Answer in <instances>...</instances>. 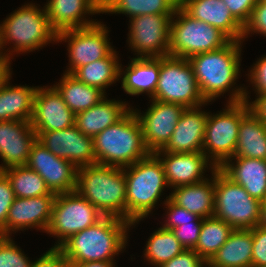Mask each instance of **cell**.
Instances as JSON below:
<instances>
[{
  "mask_svg": "<svg viewBox=\"0 0 266 267\" xmlns=\"http://www.w3.org/2000/svg\"><path fill=\"white\" fill-rule=\"evenodd\" d=\"M242 42L230 41L218 50L199 53L188 59L200 93L206 102H212L228 91H230V96L227 103L248 101L250 98L245 86L234 87L241 71Z\"/></svg>",
  "mask_w": 266,
  "mask_h": 267,
  "instance_id": "obj_1",
  "label": "cell"
},
{
  "mask_svg": "<svg viewBox=\"0 0 266 267\" xmlns=\"http://www.w3.org/2000/svg\"><path fill=\"white\" fill-rule=\"evenodd\" d=\"M131 223L104 216L96 224L71 235L58 249L71 264L94 261H114L115 255L126 249Z\"/></svg>",
  "mask_w": 266,
  "mask_h": 267,
  "instance_id": "obj_2",
  "label": "cell"
},
{
  "mask_svg": "<svg viewBox=\"0 0 266 267\" xmlns=\"http://www.w3.org/2000/svg\"><path fill=\"white\" fill-rule=\"evenodd\" d=\"M57 35L51 26L45 6L40 9L35 3L24 4L0 24V57L11 60L14 52L20 54L39 50L48 43H57ZM9 43L14 46L9 47L12 51L5 50Z\"/></svg>",
  "mask_w": 266,
  "mask_h": 267,
  "instance_id": "obj_3",
  "label": "cell"
},
{
  "mask_svg": "<svg viewBox=\"0 0 266 267\" xmlns=\"http://www.w3.org/2000/svg\"><path fill=\"white\" fill-rule=\"evenodd\" d=\"M126 181V221L131 227L148 217L160 200L165 187L162 161L155 153L123 167Z\"/></svg>",
  "mask_w": 266,
  "mask_h": 267,
  "instance_id": "obj_4",
  "label": "cell"
},
{
  "mask_svg": "<svg viewBox=\"0 0 266 267\" xmlns=\"http://www.w3.org/2000/svg\"><path fill=\"white\" fill-rule=\"evenodd\" d=\"M76 191L103 216L126 220V181L123 168L100 164L77 168Z\"/></svg>",
  "mask_w": 266,
  "mask_h": 267,
  "instance_id": "obj_5",
  "label": "cell"
},
{
  "mask_svg": "<svg viewBox=\"0 0 266 267\" xmlns=\"http://www.w3.org/2000/svg\"><path fill=\"white\" fill-rule=\"evenodd\" d=\"M96 164L126 167L147 157L151 152L143 140L140 122L131 109L117 123L93 138Z\"/></svg>",
  "mask_w": 266,
  "mask_h": 267,
  "instance_id": "obj_6",
  "label": "cell"
},
{
  "mask_svg": "<svg viewBox=\"0 0 266 267\" xmlns=\"http://www.w3.org/2000/svg\"><path fill=\"white\" fill-rule=\"evenodd\" d=\"M230 41L223 32L191 17L179 6L171 20L169 56L189 59L218 50Z\"/></svg>",
  "mask_w": 266,
  "mask_h": 267,
  "instance_id": "obj_7",
  "label": "cell"
},
{
  "mask_svg": "<svg viewBox=\"0 0 266 267\" xmlns=\"http://www.w3.org/2000/svg\"><path fill=\"white\" fill-rule=\"evenodd\" d=\"M216 218L233 229L250 230L259 225L261 201L251 197L239 184L228 178L219 168L215 170Z\"/></svg>",
  "mask_w": 266,
  "mask_h": 267,
  "instance_id": "obj_8",
  "label": "cell"
},
{
  "mask_svg": "<svg viewBox=\"0 0 266 267\" xmlns=\"http://www.w3.org/2000/svg\"><path fill=\"white\" fill-rule=\"evenodd\" d=\"M151 99L185 108L209 105L200 93L189 60L172 56L160 57L158 83Z\"/></svg>",
  "mask_w": 266,
  "mask_h": 267,
  "instance_id": "obj_9",
  "label": "cell"
},
{
  "mask_svg": "<svg viewBox=\"0 0 266 267\" xmlns=\"http://www.w3.org/2000/svg\"><path fill=\"white\" fill-rule=\"evenodd\" d=\"M227 104L206 120L202 152L217 168L234 156L241 119L250 111L246 101Z\"/></svg>",
  "mask_w": 266,
  "mask_h": 267,
  "instance_id": "obj_10",
  "label": "cell"
},
{
  "mask_svg": "<svg viewBox=\"0 0 266 267\" xmlns=\"http://www.w3.org/2000/svg\"><path fill=\"white\" fill-rule=\"evenodd\" d=\"M104 216L76 190L55 197L47 234L58 237V248L71 235L96 224Z\"/></svg>",
  "mask_w": 266,
  "mask_h": 267,
  "instance_id": "obj_11",
  "label": "cell"
},
{
  "mask_svg": "<svg viewBox=\"0 0 266 267\" xmlns=\"http://www.w3.org/2000/svg\"><path fill=\"white\" fill-rule=\"evenodd\" d=\"M174 14L140 15L130 19L128 44L135 58L169 56L171 20Z\"/></svg>",
  "mask_w": 266,
  "mask_h": 267,
  "instance_id": "obj_12",
  "label": "cell"
},
{
  "mask_svg": "<svg viewBox=\"0 0 266 267\" xmlns=\"http://www.w3.org/2000/svg\"><path fill=\"white\" fill-rule=\"evenodd\" d=\"M109 30L97 22L93 25L58 33L57 42H68L69 63L66 73L72 74L77 68L106 58L113 51L108 40Z\"/></svg>",
  "mask_w": 266,
  "mask_h": 267,
  "instance_id": "obj_13",
  "label": "cell"
},
{
  "mask_svg": "<svg viewBox=\"0 0 266 267\" xmlns=\"http://www.w3.org/2000/svg\"><path fill=\"white\" fill-rule=\"evenodd\" d=\"M151 103L144 114L132 107L131 109L140 122L147 149L155 153L163 149L170 141L185 107L177 103H166L154 99Z\"/></svg>",
  "mask_w": 266,
  "mask_h": 267,
  "instance_id": "obj_14",
  "label": "cell"
},
{
  "mask_svg": "<svg viewBox=\"0 0 266 267\" xmlns=\"http://www.w3.org/2000/svg\"><path fill=\"white\" fill-rule=\"evenodd\" d=\"M37 140L52 154L71 162L76 168L96 164L93 138L76 125L59 131L37 132Z\"/></svg>",
  "mask_w": 266,
  "mask_h": 267,
  "instance_id": "obj_15",
  "label": "cell"
},
{
  "mask_svg": "<svg viewBox=\"0 0 266 267\" xmlns=\"http://www.w3.org/2000/svg\"><path fill=\"white\" fill-rule=\"evenodd\" d=\"M26 165L44 179L53 193L76 190L77 168L71 162L52 154L37 139L31 146Z\"/></svg>",
  "mask_w": 266,
  "mask_h": 267,
  "instance_id": "obj_16",
  "label": "cell"
},
{
  "mask_svg": "<svg viewBox=\"0 0 266 267\" xmlns=\"http://www.w3.org/2000/svg\"><path fill=\"white\" fill-rule=\"evenodd\" d=\"M30 124L35 133L59 131L75 125V114L54 86H38Z\"/></svg>",
  "mask_w": 266,
  "mask_h": 267,
  "instance_id": "obj_17",
  "label": "cell"
},
{
  "mask_svg": "<svg viewBox=\"0 0 266 267\" xmlns=\"http://www.w3.org/2000/svg\"><path fill=\"white\" fill-rule=\"evenodd\" d=\"M55 197L56 195L30 198L16 197L8 211L6 236H11L14 232L28 230L33 227L46 233L51 221Z\"/></svg>",
  "mask_w": 266,
  "mask_h": 267,
  "instance_id": "obj_18",
  "label": "cell"
},
{
  "mask_svg": "<svg viewBox=\"0 0 266 267\" xmlns=\"http://www.w3.org/2000/svg\"><path fill=\"white\" fill-rule=\"evenodd\" d=\"M155 154L162 161L165 178L170 188L201 182L207 179L203 175L206 169L209 168L212 172L217 169L203 152H155Z\"/></svg>",
  "mask_w": 266,
  "mask_h": 267,
  "instance_id": "obj_19",
  "label": "cell"
},
{
  "mask_svg": "<svg viewBox=\"0 0 266 267\" xmlns=\"http://www.w3.org/2000/svg\"><path fill=\"white\" fill-rule=\"evenodd\" d=\"M37 135L30 121H0V171L14 166L26 165L30 149Z\"/></svg>",
  "mask_w": 266,
  "mask_h": 267,
  "instance_id": "obj_20",
  "label": "cell"
},
{
  "mask_svg": "<svg viewBox=\"0 0 266 267\" xmlns=\"http://www.w3.org/2000/svg\"><path fill=\"white\" fill-rule=\"evenodd\" d=\"M45 10L53 29L62 31L87 27L98 21L88 20L85 15L102 13L101 0H48Z\"/></svg>",
  "mask_w": 266,
  "mask_h": 267,
  "instance_id": "obj_21",
  "label": "cell"
},
{
  "mask_svg": "<svg viewBox=\"0 0 266 267\" xmlns=\"http://www.w3.org/2000/svg\"><path fill=\"white\" fill-rule=\"evenodd\" d=\"M201 107L185 108L170 141L156 152H202L208 112L202 111Z\"/></svg>",
  "mask_w": 266,
  "mask_h": 267,
  "instance_id": "obj_22",
  "label": "cell"
},
{
  "mask_svg": "<svg viewBox=\"0 0 266 267\" xmlns=\"http://www.w3.org/2000/svg\"><path fill=\"white\" fill-rule=\"evenodd\" d=\"M180 7L191 17L220 30L231 41H242L244 27L222 0H180Z\"/></svg>",
  "mask_w": 266,
  "mask_h": 267,
  "instance_id": "obj_23",
  "label": "cell"
},
{
  "mask_svg": "<svg viewBox=\"0 0 266 267\" xmlns=\"http://www.w3.org/2000/svg\"><path fill=\"white\" fill-rule=\"evenodd\" d=\"M219 169L233 182L242 186L251 197L261 202L266 199V160L229 158Z\"/></svg>",
  "mask_w": 266,
  "mask_h": 267,
  "instance_id": "obj_24",
  "label": "cell"
},
{
  "mask_svg": "<svg viewBox=\"0 0 266 267\" xmlns=\"http://www.w3.org/2000/svg\"><path fill=\"white\" fill-rule=\"evenodd\" d=\"M120 100L104 97L99 103L75 115V125L84 135L94 138L108 126L121 120L131 106Z\"/></svg>",
  "mask_w": 266,
  "mask_h": 267,
  "instance_id": "obj_25",
  "label": "cell"
},
{
  "mask_svg": "<svg viewBox=\"0 0 266 267\" xmlns=\"http://www.w3.org/2000/svg\"><path fill=\"white\" fill-rule=\"evenodd\" d=\"M201 182L173 188L170 199L201 218L212 217L215 210V171Z\"/></svg>",
  "mask_w": 266,
  "mask_h": 267,
  "instance_id": "obj_26",
  "label": "cell"
},
{
  "mask_svg": "<svg viewBox=\"0 0 266 267\" xmlns=\"http://www.w3.org/2000/svg\"><path fill=\"white\" fill-rule=\"evenodd\" d=\"M121 66L122 64L120 78L122 75L123 91L132 96L143 93L150 98L154 96L160 72V58H131L125 71Z\"/></svg>",
  "mask_w": 266,
  "mask_h": 267,
  "instance_id": "obj_27",
  "label": "cell"
},
{
  "mask_svg": "<svg viewBox=\"0 0 266 267\" xmlns=\"http://www.w3.org/2000/svg\"><path fill=\"white\" fill-rule=\"evenodd\" d=\"M252 229H234L207 262L208 267H252Z\"/></svg>",
  "mask_w": 266,
  "mask_h": 267,
  "instance_id": "obj_28",
  "label": "cell"
},
{
  "mask_svg": "<svg viewBox=\"0 0 266 267\" xmlns=\"http://www.w3.org/2000/svg\"><path fill=\"white\" fill-rule=\"evenodd\" d=\"M266 160V124L251 111L242 119L234 156Z\"/></svg>",
  "mask_w": 266,
  "mask_h": 267,
  "instance_id": "obj_29",
  "label": "cell"
},
{
  "mask_svg": "<svg viewBox=\"0 0 266 267\" xmlns=\"http://www.w3.org/2000/svg\"><path fill=\"white\" fill-rule=\"evenodd\" d=\"M38 87L11 86L8 82L0 91V121H30Z\"/></svg>",
  "mask_w": 266,
  "mask_h": 267,
  "instance_id": "obj_30",
  "label": "cell"
},
{
  "mask_svg": "<svg viewBox=\"0 0 266 267\" xmlns=\"http://www.w3.org/2000/svg\"><path fill=\"white\" fill-rule=\"evenodd\" d=\"M68 108L76 115L99 103L106 94L96 87L80 82L74 75L65 73L58 84L53 85Z\"/></svg>",
  "mask_w": 266,
  "mask_h": 267,
  "instance_id": "obj_31",
  "label": "cell"
},
{
  "mask_svg": "<svg viewBox=\"0 0 266 267\" xmlns=\"http://www.w3.org/2000/svg\"><path fill=\"white\" fill-rule=\"evenodd\" d=\"M118 59V54L114 50L106 58L77 68L72 75L80 82L96 87L106 94L105 89L120 80V63Z\"/></svg>",
  "mask_w": 266,
  "mask_h": 267,
  "instance_id": "obj_32",
  "label": "cell"
},
{
  "mask_svg": "<svg viewBox=\"0 0 266 267\" xmlns=\"http://www.w3.org/2000/svg\"><path fill=\"white\" fill-rule=\"evenodd\" d=\"M102 14H124L129 18L149 14H175L180 0H101Z\"/></svg>",
  "mask_w": 266,
  "mask_h": 267,
  "instance_id": "obj_33",
  "label": "cell"
},
{
  "mask_svg": "<svg viewBox=\"0 0 266 267\" xmlns=\"http://www.w3.org/2000/svg\"><path fill=\"white\" fill-rule=\"evenodd\" d=\"M233 228L215 216L203 218L194 251L207 263L227 241Z\"/></svg>",
  "mask_w": 266,
  "mask_h": 267,
  "instance_id": "obj_34",
  "label": "cell"
},
{
  "mask_svg": "<svg viewBox=\"0 0 266 267\" xmlns=\"http://www.w3.org/2000/svg\"><path fill=\"white\" fill-rule=\"evenodd\" d=\"M9 179L15 197L30 198L57 195L49 190L44 179L27 165L14 166L2 171Z\"/></svg>",
  "mask_w": 266,
  "mask_h": 267,
  "instance_id": "obj_35",
  "label": "cell"
},
{
  "mask_svg": "<svg viewBox=\"0 0 266 267\" xmlns=\"http://www.w3.org/2000/svg\"><path fill=\"white\" fill-rule=\"evenodd\" d=\"M145 247L143 255L147 259L146 261L155 267L170 261L185 250L172 230L161 226L152 233Z\"/></svg>",
  "mask_w": 266,
  "mask_h": 267,
  "instance_id": "obj_36",
  "label": "cell"
},
{
  "mask_svg": "<svg viewBox=\"0 0 266 267\" xmlns=\"http://www.w3.org/2000/svg\"><path fill=\"white\" fill-rule=\"evenodd\" d=\"M32 262L11 236L0 235V267H31Z\"/></svg>",
  "mask_w": 266,
  "mask_h": 267,
  "instance_id": "obj_37",
  "label": "cell"
},
{
  "mask_svg": "<svg viewBox=\"0 0 266 267\" xmlns=\"http://www.w3.org/2000/svg\"><path fill=\"white\" fill-rule=\"evenodd\" d=\"M164 205L168 210L165 223L162 228L172 230L178 227V223H190L192 221H203V218L199 217L197 214L189 212L185 208L178 206L171 199L170 196L166 197L164 200Z\"/></svg>",
  "mask_w": 266,
  "mask_h": 267,
  "instance_id": "obj_38",
  "label": "cell"
},
{
  "mask_svg": "<svg viewBox=\"0 0 266 267\" xmlns=\"http://www.w3.org/2000/svg\"><path fill=\"white\" fill-rule=\"evenodd\" d=\"M8 177L0 171V235L6 236V219L9 208L15 199Z\"/></svg>",
  "mask_w": 266,
  "mask_h": 267,
  "instance_id": "obj_39",
  "label": "cell"
},
{
  "mask_svg": "<svg viewBox=\"0 0 266 267\" xmlns=\"http://www.w3.org/2000/svg\"><path fill=\"white\" fill-rule=\"evenodd\" d=\"M202 222L178 223V227L172 229V232L184 249L194 250L199 238Z\"/></svg>",
  "mask_w": 266,
  "mask_h": 267,
  "instance_id": "obj_40",
  "label": "cell"
},
{
  "mask_svg": "<svg viewBox=\"0 0 266 267\" xmlns=\"http://www.w3.org/2000/svg\"><path fill=\"white\" fill-rule=\"evenodd\" d=\"M250 33L262 34L266 37V5L261 0L254 7L249 21L244 26L242 41L248 38Z\"/></svg>",
  "mask_w": 266,
  "mask_h": 267,
  "instance_id": "obj_41",
  "label": "cell"
},
{
  "mask_svg": "<svg viewBox=\"0 0 266 267\" xmlns=\"http://www.w3.org/2000/svg\"><path fill=\"white\" fill-rule=\"evenodd\" d=\"M252 267L266 266V228L257 225L252 229Z\"/></svg>",
  "mask_w": 266,
  "mask_h": 267,
  "instance_id": "obj_42",
  "label": "cell"
},
{
  "mask_svg": "<svg viewBox=\"0 0 266 267\" xmlns=\"http://www.w3.org/2000/svg\"><path fill=\"white\" fill-rule=\"evenodd\" d=\"M233 17L244 27L259 0H222Z\"/></svg>",
  "mask_w": 266,
  "mask_h": 267,
  "instance_id": "obj_43",
  "label": "cell"
},
{
  "mask_svg": "<svg viewBox=\"0 0 266 267\" xmlns=\"http://www.w3.org/2000/svg\"><path fill=\"white\" fill-rule=\"evenodd\" d=\"M207 267V263L194 251L185 249L159 267Z\"/></svg>",
  "mask_w": 266,
  "mask_h": 267,
  "instance_id": "obj_44",
  "label": "cell"
},
{
  "mask_svg": "<svg viewBox=\"0 0 266 267\" xmlns=\"http://www.w3.org/2000/svg\"><path fill=\"white\" fill-rule=\"evenodd\" d=\"M247 75L256 93H266V55L258 59Z\"/></svg>",
  "mask_w": 266,
  "mask_h": 267,
  "instance_id": "obj_45",
  "label": "cell"
},
{
  "mask_svg": "<svg viewBox=\"0 0 266 267\" xmlns=\"http://www.w3.org/2000/svg\"><path fill=\"white\" fill-rule=\"evenodd\" d=\"M68 260L58 248H50L40 258L32 262L31 267H68Z\"/></svg>",
  "mask_w": 266,
  "mask_h": 267,
  "instance_id": "obj_46",
  "label": "cell"
},
{
  "mask_svg": "<svg viewBox=\"0 0 266 267\" xmlns=\"http://www.w3.org/2000/svg\"><path fill=\"white\" fill-rule=\"evenodd\" d=\"M256 99L252 102L250 100L246 101L249 110L266 124V93H256Z\"/></svg>",
  "mask_w": 266,
  "mask_h": 267,
  "instance_id": "obj_47",
  "label": "cell"
},
{
  "mask_svg": "<svg viewBox=\"0 0 266 267\" xmlns=\"http://www.w3.org/2000/svg\"><path fill=\"white\" fill-rule=\"evenodd\" d=\"M10 60L0 57V91L11 80L12 71Z\"/></svg>",
  "mask_w": 266,
  "mask_h": 267,
  "instance_id": "obj_48",
  "label": "cell"
},
{
  "mask_svg": "<svg viewBox=\"0 0 266 267\" xmlns=\"http://www.w3.org/2000/svg\"><path fill=\"white\" fill-rule=\"evenodd\" d=\"M116 262L114 261H94V262H82L76 264H68V267H114Z\"/></svg>",
  "mask_w": 266,
  "mask_h": 267,
  "instance_id": "obj_49",
  "label": "cell"
},
{
  "mask_svg": "<svg viewBox=\"0 0 266 267\" xmlns=\"http://www.w3.org/2000/svg\"><path fill=\"white\" fill-rule=\"evenodd\" d=\"M259 225L266 228V199L261 203V218Z\"/></svg>",
  "mask_w": 266,
  "mask_h": 267,
  "instance_id": "obj_50",
  "label": "cell"
}]
</instances>
